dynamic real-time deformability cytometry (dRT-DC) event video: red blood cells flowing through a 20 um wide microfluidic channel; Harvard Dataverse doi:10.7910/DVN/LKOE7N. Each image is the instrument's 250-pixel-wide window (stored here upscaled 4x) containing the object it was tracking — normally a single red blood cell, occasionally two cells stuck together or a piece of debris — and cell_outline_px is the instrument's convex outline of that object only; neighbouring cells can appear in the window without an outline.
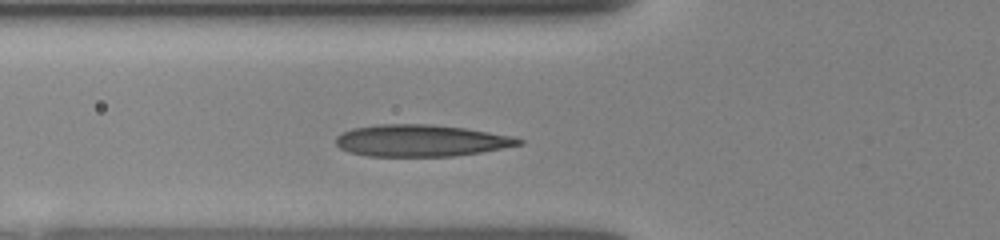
{"species": "human", "species_latin": "Homo sapiens", "temperature_condition": "room temperature", "stored_images_in_passage": 27, "camera_frame_rate_fps": 3000, "um_per_image_px": 0.085, "donor": {"sex": "female"}, "frame": {"image": 1, "passage_image": 2, "time_ms": 0.333, "image_size_px": [1000, 240], "cell_outline_px": [[524, 144], [480, 152], [452, 156], [368, 156], [348, 152], [340, 148], [336, 144], [336, 136], [352, 128], [380, 124], [428, 124], [464, 128], [516, 136], [524, 140]], "centroid_in_image_um": [35.8, 11.95], "position_along_channel_um": 90.0, "area_um2": 33.93}}
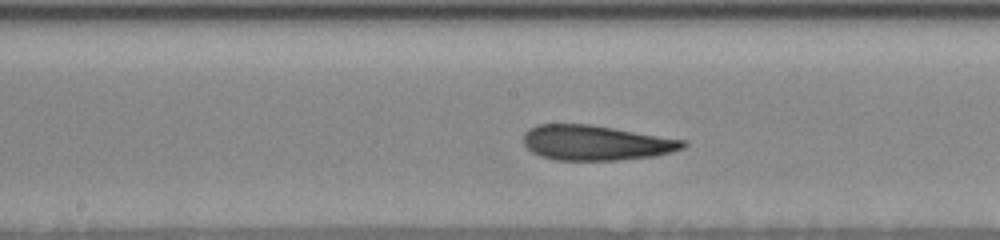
{"frame": {"image": 2, "passage_image": 14, "time_ms": 3.0, "image_size_px": [1000, 240], "cell_outline_px": [[688, 144], [684, 148], [672, 152], [656, 156], [616, 160], [556, 160], [540, 156], [532, 152], [524, 144], [524, 132], [540, 124], [588, 124], [688, 140]], "centroid_in_image_um": [50.7, 12.14], "position_along_channel_um": 197.5, "area_um2": 32.6}}
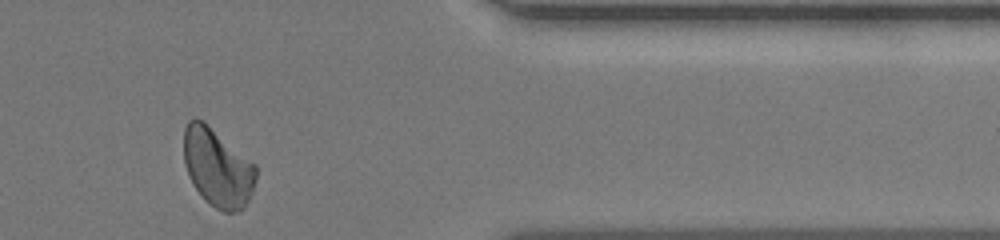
{"frame": {"image": 3, "passage_image": 25, "time_ms": 8.333, "image_size_px": [1000, 240], "cell_outline_px": [[256, 180], [252, 192], [244, 208], [240, 212], [224, 212], [216, 208], [204, 200], [192, 184], [184, 164], [184, 128], [188, 120], [204, 120], [256, 164]], "centroid_in_image_um": [18.5, 14.25], "position_along_channel_um": 392.9, "area_um2": 33.23}}